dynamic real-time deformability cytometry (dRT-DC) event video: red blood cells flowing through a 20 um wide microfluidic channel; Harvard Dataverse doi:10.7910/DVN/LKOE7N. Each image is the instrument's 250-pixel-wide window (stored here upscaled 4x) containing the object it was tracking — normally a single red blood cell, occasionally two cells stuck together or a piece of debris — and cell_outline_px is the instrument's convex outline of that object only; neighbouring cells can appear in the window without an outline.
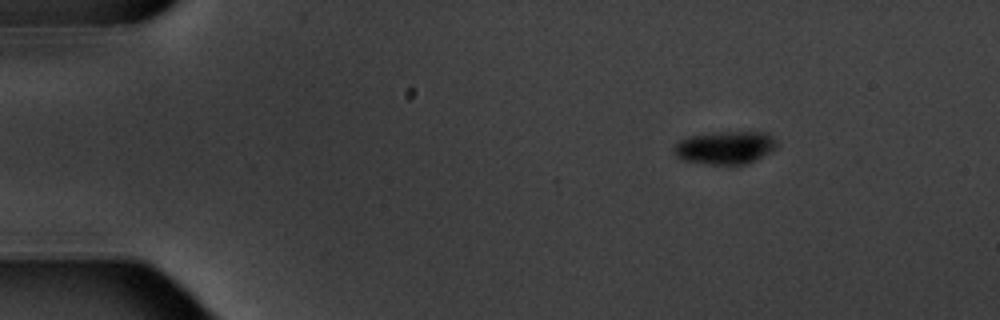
{"species": "common noctule bat (a hibernating species)", "species_latin": "Nyctalus noctula", "temperature_condition": "warm", "stored_images_in_passage": 9, "camera_frame_rate_fps": 3000, "um_per_image_px": 0.085, "animal": {"sex": "male", "body_mass_g": 20.1, "forearm_length_mm": 53.5}, "frame": {"image": 1, "passage_image": 2, "time_ms": 1.0, "image_size_px": [1000, 320], "cell_outline_px": [[776, 148], [772, 152], [756, 160], [744, 164], [712, 164], [684, 160], [676, 156], [676, 144], [680, 140], [688, 136], [724, 132], [764, 132], [772, 136], [776, 140]], "centroid_in_image_um": [61.7, 12.54], "position_along_channel_um": 23.3, "area_um2": 19.42}}
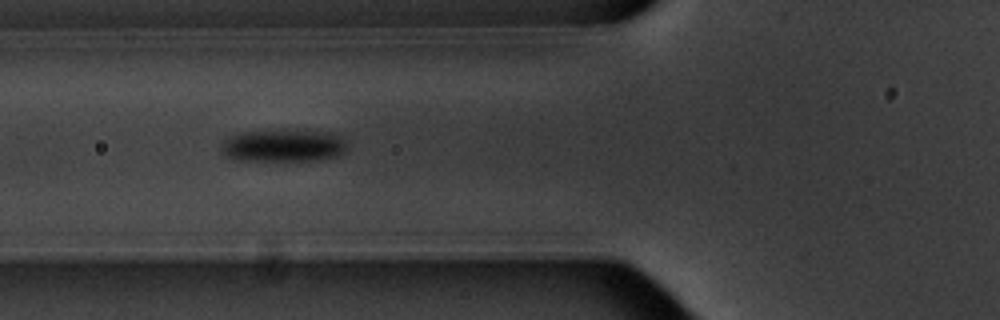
{"frame": {"image": 2, "passage_image": 6, "time_ms": 5.667, "image_size_px": [1000, 320], "cell_outline_px": [[348, 144], [344, 152], [340, 156], [320, 160], [236, 160], [228, 156], [224, 152], [224, 140], [232, 136], [244, 132], [284, 128], [332, 132], [348, 140]], "centroid_in_image_um": [24.23, 12.34], "position_along_channel_um": 101.6, "area_um2": 24.28}}